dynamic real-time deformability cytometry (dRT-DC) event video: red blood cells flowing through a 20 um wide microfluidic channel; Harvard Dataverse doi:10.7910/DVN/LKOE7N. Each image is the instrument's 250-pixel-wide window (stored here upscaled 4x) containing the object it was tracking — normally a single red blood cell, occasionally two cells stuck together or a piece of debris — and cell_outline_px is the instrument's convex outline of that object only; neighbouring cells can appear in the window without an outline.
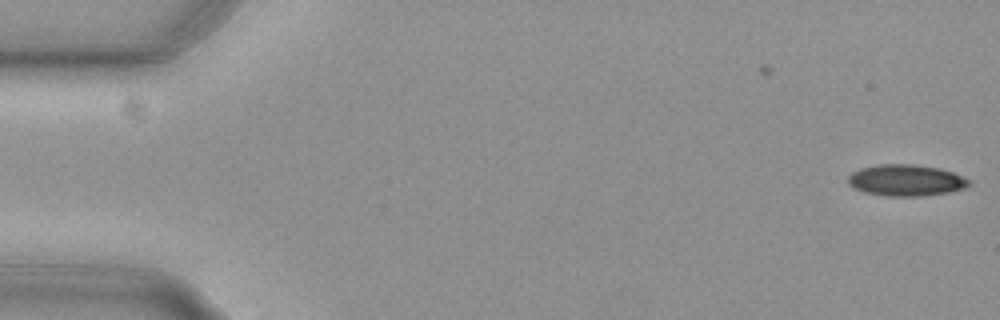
{"species": "common noctule bat (a hibernating species)", "species_latin": "Nyctalus noctula", "temperature_condition": "cold", "stored_images_in_passage": 16, "camera_frame_rate_fps": 3000, "um_per_image_px": 0.085, "animal": {"sex": "female", "body_mass_g": 29.2, "forearm_length_mm": 56.3}, "frame": {"image": 1, "passage_image": 1, "time_ms": 0.0, "image_size_px": [1000, 320], "cell_outline_px": [[972, 184], [964, 188], [948, 192], [920, 196], [888, 196], [864, 192], [848, 184], [848, 176], [852, 172], [860, 168], [876, 164], [912, 164], [940, 168], [952, 172], [972, 180]], "centroid_in_image_um": [77.02, 15.31], "position_along_channel_um": 8.0, "area_um2": 22.2}}
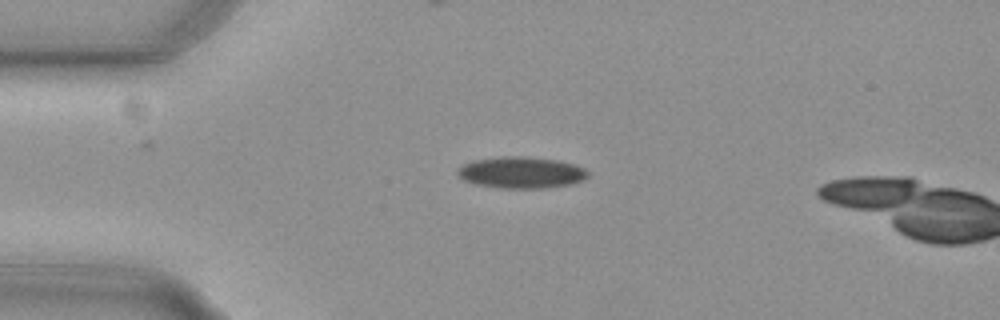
{"frame": {"image": 2, "passage_image": 13, "time_ms": 4.0, "image_size_px": [1000, 320], "cell_outline_px": [[588, 176], [580, 180], [568, 184], [540, 188], [500, 188], [476, 184], [464, 180], [456, 172], [456, 168], [472, 160], [500, 156], [520, 156], [556, 160], [572, 164], [584, 168], [588, 172]], "centroid_in_image_um": [44.23, 14.65], "position_along_channel_um": 40.8, "area_um2": 23.64}}